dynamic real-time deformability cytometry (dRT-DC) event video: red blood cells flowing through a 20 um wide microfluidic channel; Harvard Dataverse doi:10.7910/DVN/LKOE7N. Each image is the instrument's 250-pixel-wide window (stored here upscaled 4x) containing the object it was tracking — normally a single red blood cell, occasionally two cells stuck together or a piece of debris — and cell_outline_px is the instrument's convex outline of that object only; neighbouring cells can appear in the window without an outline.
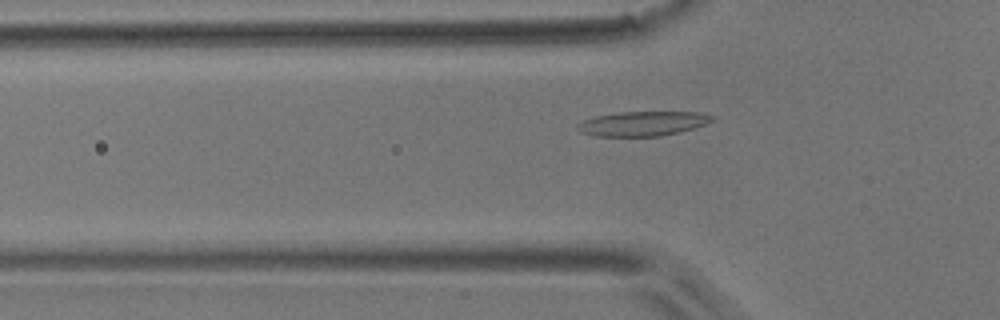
{"species": "common noctule bat (a hibernating species)", "species_latin": "Nyctalus noctula", "temperature_condition": "room temperature", "stored_images_in_passage": 53, "camera_frame_rate_fps": 3000, "um_per_image_px": 0.085, "animal": {"sex": "male", "body_mass_g": 17.9}, "frame": {"image": 1, "passage_image": 17, "time_ms": 5.333, "image_size_px": [1000, 320], "cell_outline_px": [[716, 120], [680, 132], [660, 136], [596, 136], [580, 132], [576, 128], [576, 124], [584, 120], [596, 116], [620, 112], [700, 112], [716, 116]], "centroid_in_image_um": [54.65, 10.5], "position_along_channel_um": 71.2, "area_um2": 19.31}}
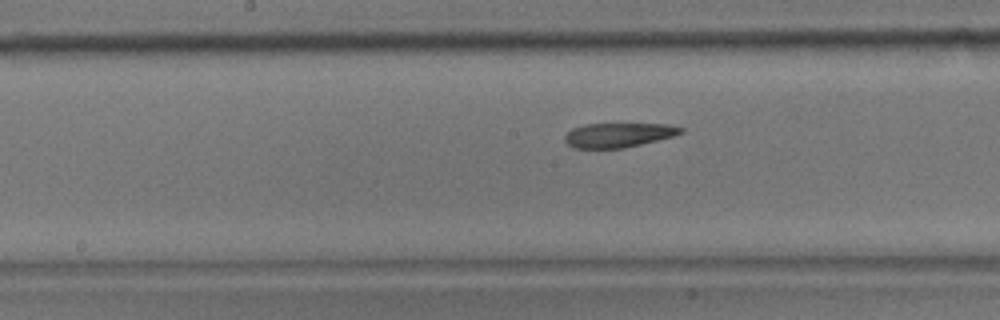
{"frame": {"image": 2, "passage_image": 27, "time_ms": 8.667, "image_size_px": [1000, 320], "cell_outline_px": [[684, 132], [676, 136], [624, 148], [572, 148], [564, 140], [564, 136], [572, 128], [584, 124], [668, 124], [684, 128]], "centroid_in_image_um": [52.59, 11.48], "position_along_channel_um": 195.6, "area_um2": 16.65}}
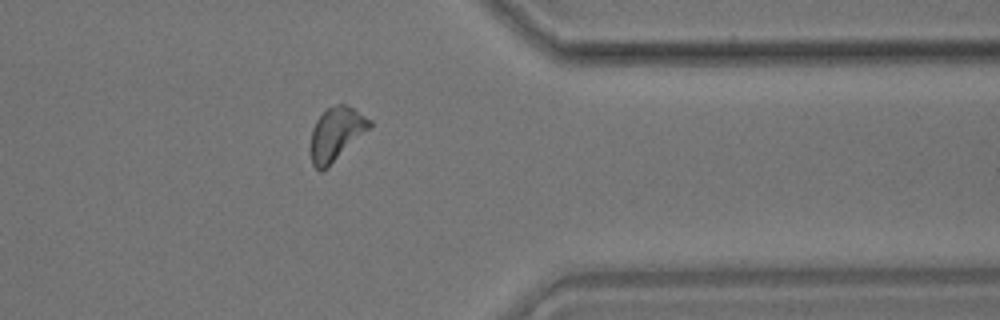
{"frame": {"image": 3, "passage_image": 43, "time_ms": 14.0, "image_size_px": [1000, 320], "cell_outline_px": [[372, 124], [368, 128], [320, 172], [312, 164], [312, 128], [316, 120], [328, 108], [336, 104], [344, 104], [352, 108], [372, 120]], "centroid_in_image_um": [28.56, 11.32], "position_along_channel_um": 382.8, "area_um2": 17.17}, "authors_computed_cell_mechanics": {"area_um2": 18.1492, "velocity_mm_per_s": 3.719, "shape_relaxation_time_tau1_ms": 6.3552, "shape_relaxation_time_tau2_ms": 10.7203, "deformation_change_tau1": 0.115, "deformation_change_tau2": 0.1909}}